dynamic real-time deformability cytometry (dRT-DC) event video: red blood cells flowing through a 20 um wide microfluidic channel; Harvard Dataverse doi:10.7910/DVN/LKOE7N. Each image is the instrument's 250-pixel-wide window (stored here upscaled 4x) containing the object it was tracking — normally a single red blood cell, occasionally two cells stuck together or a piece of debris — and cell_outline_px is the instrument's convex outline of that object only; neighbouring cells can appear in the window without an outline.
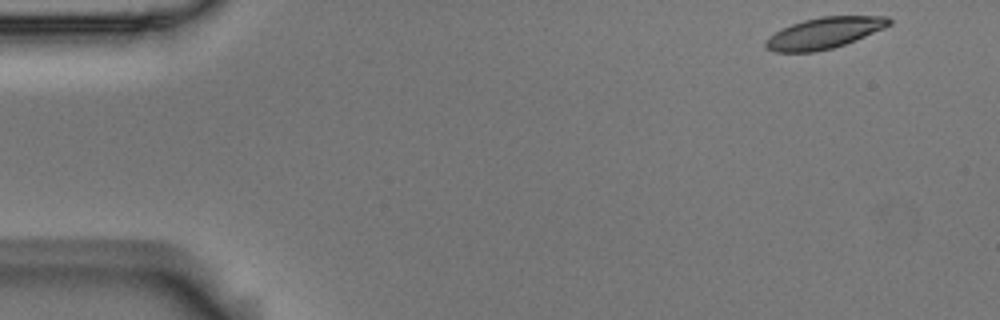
{"species": "Egyptian fruit bat (a non-hibernating species)", "species_latin": "Rousettus aegyptiacus", "temperature_condition": "room temperature", "stored_images_in_passage": 14, "camera_frame_rate_fps": 3000, "um_per_image_px": 0.085, "animal": {"sex": "male"}, "frame": {"image": 1, "passage_image": 1, "time_ms": 0.0, "image_size_px": [1000, 320], "cell_outline_px": [[892, 24], [884, 28], [856, 40], [832, 48], [816, 52], [776, 52], [764, 48], [764, 40], [768, 36], [792, 24], [804, 20], [820, 16], [888, 16], [892, 20]], "centroid_in_image_um": [70.05, 2.81], "position_along_channel_um": 14.9, "area_um2": 22.48}}
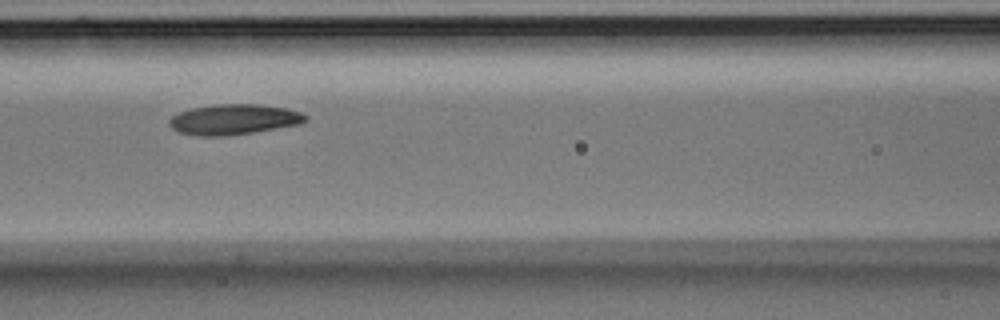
{"frame": {"image": 2, "passage_image": 6, "time_ms": 1.667, "image_size_px": [1000, 320], "cell_outline_px": [[308, 120], [300, 124], [228, 136], [200, 136], [176, 132], [168, 124], [168, 120], [172, 116], [180, 112], [192, 108], [216, 104], [260, 104], [288, 108], [300, 112], [308, 116]], "centroid_in_image_um": [19.87, 10.15], "position_along_channel_um": 146.7, "area_um2": 24.28}}
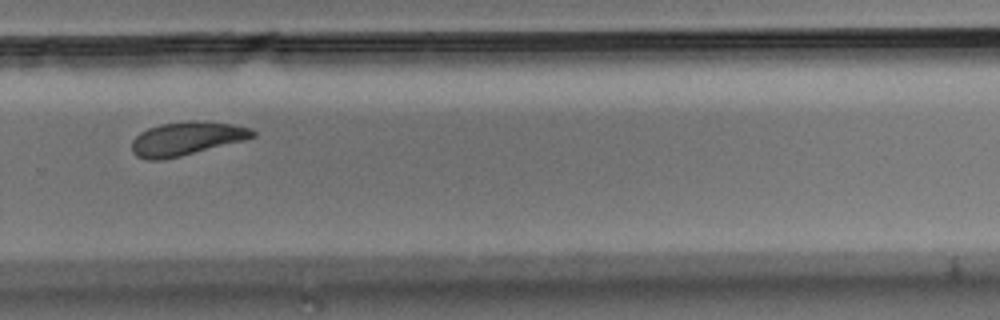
{"frame": {"image": 3, "passage_image": 10, "time_ms": 3.0, "image_size_px": [1000, 320], "cell_outline_px": [[256, 136], [244, 140], [180, 156], [160, 160], [148, 160], [136, 156], [132, 152], [132, 140], [140, 132], [148, 128], [160, 124], [188, 120], [204, 120], [232, 124], [252, 128], [256, 132]], "centroid_in_image_um": [15.85, 11.76], "position_along_channel_um": 313.9, "area_um2": 23.76}}